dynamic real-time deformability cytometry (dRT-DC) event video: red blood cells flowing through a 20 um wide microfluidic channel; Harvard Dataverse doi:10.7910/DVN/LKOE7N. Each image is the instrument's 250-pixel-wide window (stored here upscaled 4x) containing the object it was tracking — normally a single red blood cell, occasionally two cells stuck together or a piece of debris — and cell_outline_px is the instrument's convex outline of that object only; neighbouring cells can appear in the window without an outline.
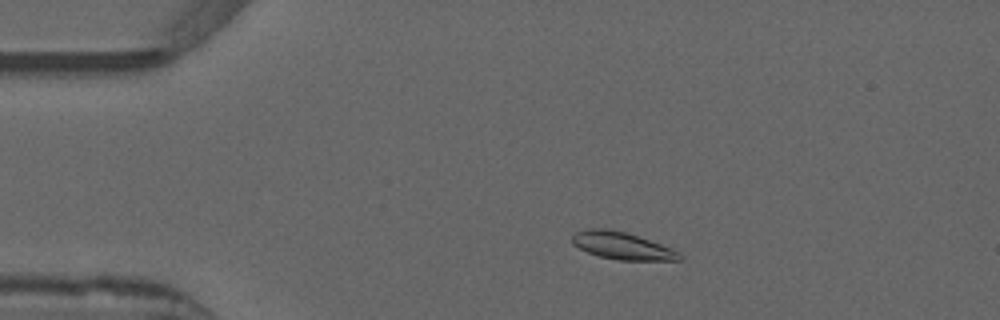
{"species": "common noctule bat (a hibernating species)", "species_latin": "Nyctalus noctula", "temperature_condition": "warm", "stored_images_in_passage": 52, "camera_frame_rate_fps": 3000, "um_per_image_px": 0.085, "animal": {"sex": "male", "forearm_length_mm": 52.5}, "frame": {"image": 1, "passage_image": 9, "time_ms": 2.667, "image_size_px": [1000, 320], "cell_outline_px": [[684, 256], [680, 260], [620, 260], [600, 256], [588, 252], [572, 244], [572, 236], [576, 232], [588, 228], [608, 228], [628, 232], [672, 248], [680, 252]], "centroid_in_image_um": [52.91, 20.87], "position_along_channel_um": 32.1, "area_um2": 17.17}}
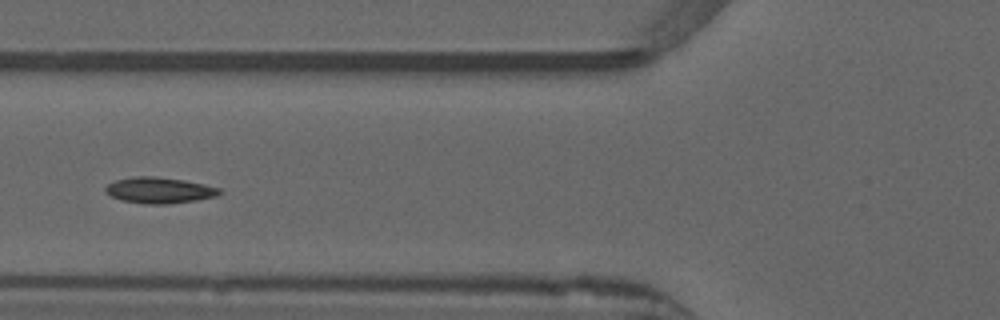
{"frame": {"image": 2, "passage_image": 19, "time_ms": 6.0, "image_size_px": [1000, 320], "cell_outline_px": [[224, 192], [216, 196], [196, 200], [164, 204], [148, 204], [124, 200], [112, 196], [104, 192], [104, 188], [108, 184], [116, 180], [136, 176], [152, 176], [184, 180], [204, 184], [220, 188]], "centroid_in_image_um": [13.56, 16.16], "position_along_channel_um": 112.2, "area_um2": 17.11}}
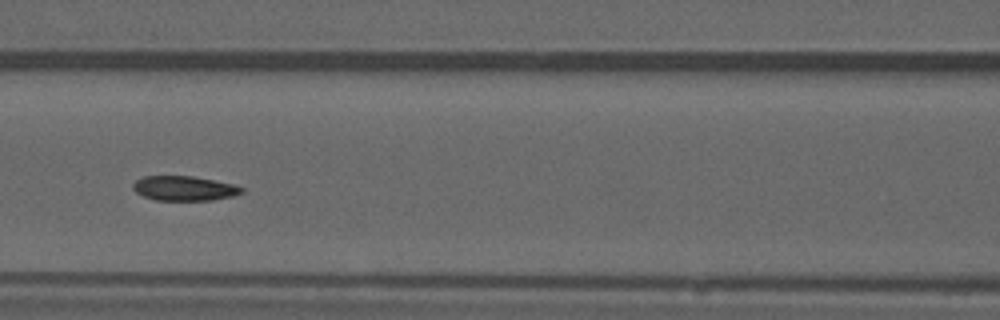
{"frame": {"image": 3, "passage_image": 22, "time_ms": 7.0, "image_size_px": [1000, 320], "cell_outline_px": [[244, 192], [232, 196], [212, 200], [156, 200], [144, 196], [136, 192], [132, 188], [132, 184], [136, 180], [144, 176], [192, 176], [232, 184], [244, 188]], "centroid_in_image_um": [15.64, 16.01], "position_along_channel_um": 151.0, "area_um2": 15.49}, "authors_computed_cell_mechanics": {"area_um2": 16.2996, "velocity_mm_per_s": 3.8548, "shape_relaxation_time_tau1_ms": 5.6931, "shape_relaxation_time_tau2_ms": null, "deformation_change_tau1": 0.1541, "deformation_change_tau2": null}}